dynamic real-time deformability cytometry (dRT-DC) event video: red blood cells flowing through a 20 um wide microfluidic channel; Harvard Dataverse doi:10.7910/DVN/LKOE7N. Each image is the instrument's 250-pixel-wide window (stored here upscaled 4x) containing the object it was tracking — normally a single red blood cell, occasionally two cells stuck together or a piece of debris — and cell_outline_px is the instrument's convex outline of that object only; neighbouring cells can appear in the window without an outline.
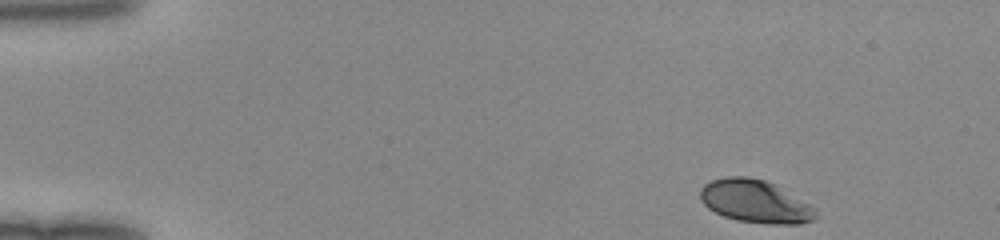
{"species": "human", "species_latin": "Homo sapiens", "temperature_condition": "room temperature", "stored_images_in_passage": 45, "camera_frame_rate_fps": 3000, "um_per_image_px": 0.085, "donor": {"sex": "female"}, "frame": {"image": 1, "passage_image": 1, "time_ms": 0.0, "image_size_px": [1000, 240], "cell_outline_px": [[820, 216], [812, 220], [800, 224], [768, 224], [736, 220], [724, 216], [708, 208], [700, 200], [700, 188], [704, 184], [712, 180], [724, 176], [748, 176], [764, 180], [776, 184], [816, 208]], "centroid_in_image_um": [64.21, 17.12], "position_along_channel_um": 20.8, "area_um2": 29.19}}
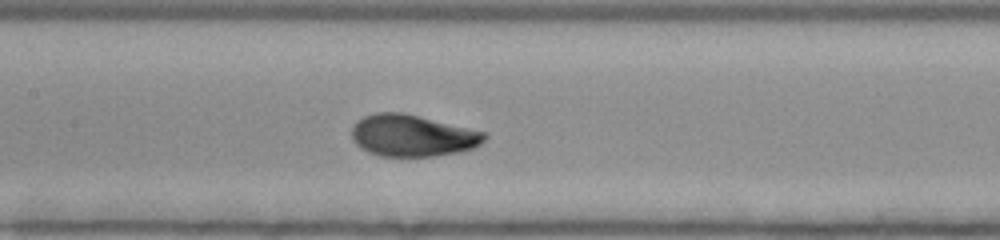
{"frame": {"image": 2, "passage_image": 20, "time_ms": 6.333, "image_size_px": [1000, 240], "cell_outline_px": [[488, 136], [480, 144], [472, 148], [460, 152], [432, 156], [380, 156], [368, 152], [360, 148], [352, 140], [352, 124], [356, 120], [364, 116], [376, 112], [404, 112], [488, 132]], "centroid_in_image_um": [35.05, 11.51], "position_along_channel_um": 172.3, "area_um2": 32.71}}
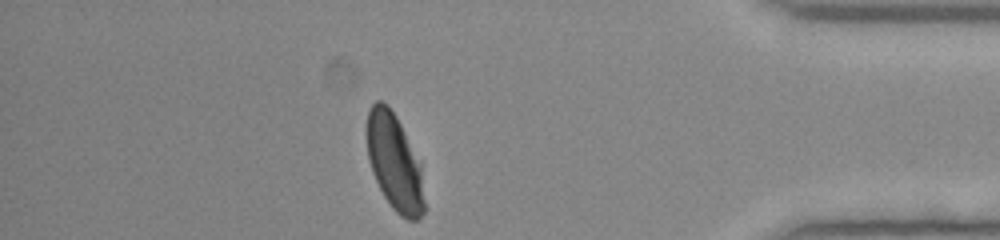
{"frame": {"image": 3, "passage_image": 39, "time_ms": 12.667, "image_size_px": [1000, 240], "cell_outline_px": [[424, 212], [416, 220], [408, 220], [400, 216], [392, 208], [384, 196], [372, 172], [368, 160], [368, 108], [376, 100], [380, 100], [388, 104], [396, 116], [420, 164], [424, 200]], "centroid_in_image_um": [33.52, 13.81], "position_along_channel_um": 401.7, "area_um2": 31.79}}